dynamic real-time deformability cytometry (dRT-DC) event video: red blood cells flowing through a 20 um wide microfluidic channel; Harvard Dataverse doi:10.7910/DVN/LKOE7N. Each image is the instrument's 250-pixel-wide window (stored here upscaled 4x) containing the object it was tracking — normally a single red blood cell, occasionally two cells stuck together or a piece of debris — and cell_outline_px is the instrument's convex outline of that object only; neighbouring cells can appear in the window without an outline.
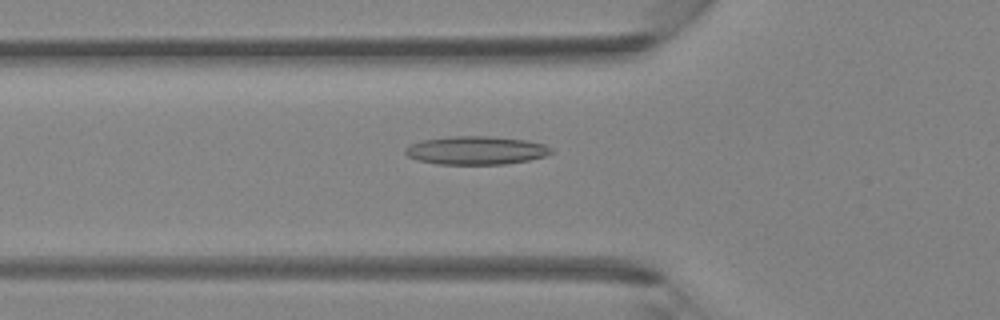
{"species": "Egyptian fruit bat (a non-hibernating species)", "species_latin": "Rousettus aegyptiacus", "temperature_condition": "room temperature", "stored_images_in_passage": 43, "camera_frame_rate_fps": 3000, "um_per_image_px": 0.085, "animal": {"sex": "female"}, "frame": {"image": 1, "passage_image": 15, "time_ms": 4.667, "image_size_px": [1000, 320], "cell_outline_px": [[552, 152], [544, 156], [528, 160], [504, 164], [436, 164], [420, 160], [408, 156], [404, 152], [404, 148], [420, 140], [448, 136], [488, 136], [524, 140], [544, 144], [552, 148]], "centroid_in_image_um": [40.43, 12.77], "position_along_channel_um": 85.4, "area_um2": 23.99}}
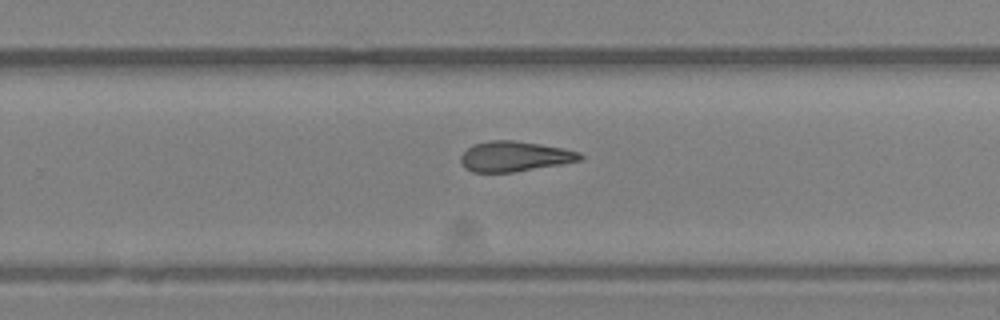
{"frame": {"image": 2, "passage_image": 28, "time_ms": 9.0, "image_size_px": [1000, 320], "cell_outline_px": [[584, 160], [512, 172], [472, 172], [464, 168], [460, 160], [460, 156], [472, 144], [488, 140], [512, 140], [540, 144], [564, 148], [580, 152], [584, 156]], "centroid_in_image_um": [43.74, 13.28], "position_along_channel_um": 286.1, "area_um2": 21.1}}
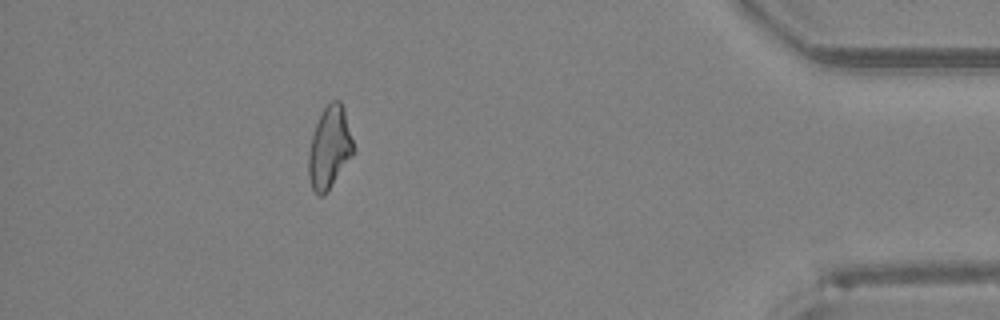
{"frame": {"image": 3, "passage_image": 39, "time_ms": 12.667, "image_size_px": [1000, 320], "cell_outline_px": [[356, 148], [328, 188], [320, 196], [312, 188], [308, 176], [308, 156], [312, 136], [316, 124], [324, 108], [332, 100], [340, 100], [344, 108]], "centroid_in_image_um": [28.01, 12.47], "position_along_channel_um": 407.2, "area_um2": 20.87}}